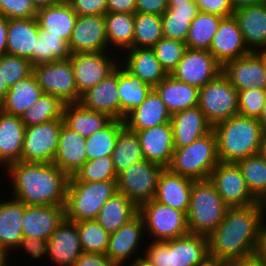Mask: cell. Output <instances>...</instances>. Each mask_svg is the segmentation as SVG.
<instances>
[{
	"instance_id": "6da1fadb",
	"label": "cell",
	"mask_w": 266,
	"mask_h": 266,
	"mask_svg": "<svg viewBox=\"0 0 266 266\" xmlns=\"http://www.w3.org/2000/svg\"><path fill=\"white\" fill-rule=\"evenodd\" d=\"M264 219L263 202L228 207L223 221L208 236L210 261L229 262L256 254Z\"/></svg>"
},
{
	"instance_id": "7a4b0ae2",
	"label": "cell",
	"mask_w": 266,
	"mask_h": 266,
	"mask_svg": "<svg viewBox=\"0 0 266 266\" xmlns=\"http://www.w3.org/2000/svg\"><path fill=\"white\" fill-rule=\"evenodd\" d=\"M12 196L25 205L65 206L69 176L52 163L19 161L6 168Z\"/></svg>"
},
{
	"instance_id": "3957f363",
	"label": "cell",
	"mask_w": 266,
	"mask_h": 266,
	"mask_svg": "<svg viewBox=\"0 0 266 266\" xmlns=\"http://www.w3.org/2000/svg\"><path fill=\"white\" fill-rule=\"evenodd\" d=\"M218 157L233 162L259 154L263 129L258 119L234 115L216 124Z\"/></svg>"
},
{
	"instance_id": "277c9868",
	"label": "cell",
	"mask_w": 266,
	"mask_h": 266,
	"mask_svg": "<svg viewBox=\"0 0 266 266\" xmlns=\"http://www.w3.org/2000/svg\"><path fill=\"white\" fill-rule=\"evenodd\" d=\"M143 255L154 266H204L210 262L208 237L188 233L167 241H152Z\"/></svg>"
},
{
	"instance_id": "5b68a950",
	"label": "cell",
	"mask_w": 266,
	"mask_h": 266,
	"mask_svg": "<svg viewBox=\"0 0 266 266\" xmlns=\"http://www.w3.org/2000/svg\"><path fill=\"white\" fill-rule=\"evenodd\" d=\"M227 209L209 179L194 181L187 212L189 232L208 237L223 221Z\"/></svg>"
},
{
	"instance_id": "8992f818",
	"label": "cell",
	"mask_w": 266,
	"mask_h": 266,
	"mask_svg": "<svg viewBox=\"0 0 266 266\" xmlns=\"http://www.w3.org/2000/svg\"><path fill=\"white\" fill-rule=\"evenodd\" d=\"M219 162L217 136L212 130L188 146L175 148L168 169L194 181L206 180Z\"/></svg>"
},
{
	"instance_id": "52a82bcc",
	"label": "cell",
	"mask_w": 266,
	"mask_h": 266,
	"mask_svg": "<svg viewBox=\"0 0 266 266\" xmlns=\"http://www.w3.org/2000/svg\"><path fill=\"white\" fill-rule=\"evenodd\" d=\"M117 192V181H68L65 219L72 222L96 220L100 209Z\"/></svg>"
},
{
	"instance_id": "ba28073f",
	"label": "cell",
	"mask_w": 266,
	"mask_h": 266,
	"mask_svg": "<svg viewBox=\"0 0 266 266\" xmlns=\"http://www.w3.org/2000/svg\"><path fill=\"white\" fill-rule=\"evenodd\" d=\"M198 107L214 127L238 114V90L220 73L199 89Z\"/></svg>"
},
{
	"instance_id": "9c48e42d",
	"label": "cell",
	"mask_w": 266,
	"mask_h": 266,
	"mask_svg": "<svg viewBox=\"0 0 266 266\" xmlns=\"http://www.w3.org/2000/svg\"><path fill=\"white\" fill-rule=\"evenodd\" d=\"M139 214L144 221L145 232L152 241H167L187 235V214L154 199L139 207Z\"/></svg>"
},
{
	"instance_id": "30bf717a",
	"label": "cell",
	"mask_w": 266,
	"mask_h": 266,
	"mask_svg": "<svg viewBox=\"0 0 266 266\" xmlns=\"http://www.w3.org/2000/svg\"><path fill=\"white\" fill-rule=\"evenodd\" d=\"M164 167L147 160L133 163L117 175V190L138 208L155 197Z\"/></svg>"
},
{
	"instance_id": "8fae6325",
	"label": "cell",
	"mask_w": 266,
	"mask_h": 266,
	"mask_svg": "<svg viewBox=\"0 0 266 266\" xmlns=\"http://www.w3.org/2000/svg\"><path fill=\"white\" fill-rule=\"evenodd\" d=\"M33 74L44 93L55 95L65 104L79 103L81 95L69 59L34 65Z\"/></svg>"
},
{
	"instance_id": "7c38bea8",
	"label": "cell",
	"mask_w": 266,
	"mask_h": 266,
	"mask_svg": "<svg viewBox=\"0 0 266 266\" xmlns=\"http://www.w3.org/2000/svg\"><path fill=\"white\" fill-rule=\"evenodd\" d=\"M63 119L26 127L21 161L52 163L58 149L59 133Z\"/></svg>"
},
{
	"instance_id": "4fadbf2b",
	"label": "cell",
	"mask_w": 266,
	"mask_h": 266,
	"mask_svg": "<svg viewBox=\"0 0 266 266\" xmlns=\"http://www.w3.org/2000/svg\"><path fill=\"white\" fill-rule=\"evenodd\" d=\"M110 51L94 53H74L69 60L78 93L82 95L88 89L95 87L100 81L107 78L118 67V57L113 58ZM107 53V54H106ZM111 56V58L109 57Z\"/></svg>"
},
{
	"instance_id": "5bb4252c",
	"label": "cell",
	"mask_w": 266,
	"mask_h": 266,
	"mask_svg": "<svg viewBox=\"0 0 266 266\" xmlns=\"http://www.w3.org/2000/svg\"><path fill=\"white\" fill-rule=\"evenodd\" d=\"M209 180L228 207H243L259 203L249 191L236 163L220 161L213 168Z\"/></svg>"
},
{
	"instance_id": "9a60e30c",
	"label": "cell",
	"mask_w": 266,
	"mask_h": 266,
	"mask_svg": "<svg viewBox=\"0 0 266 266\" xmlns=\"http://www.w3.org/2000/svg\"><path fill=\"white\" fill-rule=\"evenodd\" d=\"M222 73V65L208 50L187 48L171 76L183 83L202 88Z\"/></svg>"
},
{
	"instance_id": "2e32d148",
	"label": "cell",
	"mask_w": 266,
	"mask_h": 266,
	"mask_svg": "<svg viewBox=\"0 0 266 266\" xmlns=\"http://www.w3.org/2000/svg\"><path fill=\"white\" fill-rule=\"evenodd\" d=\"M222 73L238 91L266 89L263 50L226 62Z\"/></svg>"
},
{
	"instance_id": "e0dca14e",
	"label": "cell",
	"mask_w": 266,
	"mask_h": 266,
	"mask_svg": "<svg viewBox=\"0 0 266 266\" xmlns=\"http://www.w3.org/2000/svg\"><path fill=\"white\" fill-rule=\"evenodd\" d=\"M68 44L71 54L110 50L104 15L78 16Z\"/></svg>"
},
{
	"instance_id": "ac0fdd59",
	"label": "cell",
	"mask_w": 266,
	"mask_h": 266,
	"mask_svg": "<svg viewBox=\"0 0 266 266\" xmlns=\"http://www.w3.org/2000/svg\"><path fill=\"white\" fill-rule=\"evenodd\" d=\"M144 221L138 213L133 219L124 224L116 232L110 233L109 244L105 255L116 265L125 266L136 257L143 235H145ZM143 239V240H142ZM136 252V253H135ZM130 260V261H129Z\"/></svg>"
},
{
	"instance_id": "d6986e66",
	"label": "cell",
	"mask_w": 266,
	"mask_h": 266,
	"mask_svg": "<svg viewBox=\"0 0 266 266\" xmlns=\"http://www.w3.org/2000/svg\"><path fill=\"white\" fill-rule=\"evenodd\" d=\"M208 51L222 66L251 53L233 15L221 19Z\"/></svg>"
},
{
	"instance_id": "ffe728a7",
	"label": "cell",
	"mask_w": 266,
	"mask_h": 266,
	"mask_svg": "<svg viewBox=\"0 0 266 266\" xmlns=\"http://www.w3.org/2000/svg\"><path fill=\"white\" fill-rule=\"evenodd\" d=\"M145 160L168 168L175 150L171 122L136 131Z\"/></svg>"
},
{
	"instance_id": "44dd1931",
	"label": "cell",
	"mask_w": 266,
	"mask_h": 266,
	"mask_svg": "<svg viewBox=\"0 0 266 266\" xmlns=\"http://www.w3.org/2000/svg\"><path fill=\"white\" fill-rule=\"evenodd\" d=\"M65 220V206L26 205L23 219V238H40L48 241Z\"/></svg>"
},
{
	"instance_id": "7402d4cb",
	"label": "cell",
	"mask_w": 266,
	"mask_h": 266,
	"mask_svg": "<svg viewBox=\"0 0 266 266\" xmlns=\"http://www.w3.org/2000/svg\"><path fill=\"white\" fill-rule=\"evenodd\" d=\"M83 252L76 222L67 219L47 241L48 258L58 266H74Z\"/></svg>"
},
{
	"instance_id": "603a6c76",
	"label": "cell",
	"mask_w": 266,
	"mask_h": 266,
	"mask_svg": "<svg viewBox=\"0 0 266 266\" xmlns=\"http://www.w3.org/2000/svg\"><path fill=\"white\" fill-rule=\"evenodd\" d=\"M118 67L107 78L81 95L79 103L86 109L107 114L120 120L118 96Z\"/></svg>"
},
{
	"instance_id": "cb8c5ba5",
	"label": "cell",
	"mask_w": 266,
	"mask_h": 266,
	"mask_svg": "<svg viewBox=\"0 0 266 266\" xmlns=\"http://www.w3.org/2000/svg\"><path fill=\"white\" fill-rule=\"evenodd\" d=\"M26 205L16 198L0 201V251L8 258L23 239V219Z\"/></svg>"
},
{
	"instance_id": "d4e9b609",
	"label": "cell",
	"mask_w": 266,
	"mask_h": 266,
	"mask_svg": "<svg viewBox=\"0 0 266 266\" xmlns=\"http://www.w3.org/2000/svg\"><path fill=\"white\" fill-rule=\"evenodd\" d=\"M233 17L251 52L266 50V3L236 9Z\"/></svg>"
},
{
	"instance_id": "484cf974",
	"label": "cell",
	"mask_w": 266,
	"mask_h": 266,
	"mask_svg": "<svg viewBox=\"0 0 266 266\" xmlns=\"http://www.w3.org/2000/svg\"><path fill=\"white\" fill-rule=\"evenodd\" d=\"M170 122L175 148L188 146L213 130L198 106L173 113Z\"/></svg>"
},
{
	"instance_id": "4316f807",
	"label": "cell",
	"mask_w": 266,
	"mask_h": 266,
	"mask_svg": "<svg viewBox=\"0 0 266 266\" xmlns=\"http://www.w3.org/2000/svg\"><path fill=\"white\" fill-rule=\"evenodd\" d=\"M193 182L165 168L160 174L154 200L187 214Z\"/></svg>"
},
{
	"instance_id": "83f0119b",
	"label": "cell",
	"mask_w": 266,
	"mask_h": 266,
	"mask_svg": "<svg viewBox=\"0 0 266 266\" xmlns=\"http://www.w3.org/2000/svg\"><path fill=\"white\" fill-rule=\"evenodd\" d=\"M85 143V137L63 124L59 133L58 149L53 163L69 177L73 176L87 161Z\"/></svg>"
},
{
	"instance_id": "f1b7e54d",
	"label": "cell",
	"mask_w": 266,
	"mask_h": 266,
	"mask_svg": "<svg viewBox=\"0 0 266 266\" xmlns=\"http://www.w3.org/2000/svg\"><path fill=\"white\" fill-rule=\"evenodd\" d=\"M171 116L162 99L152 89L146 99L138 107L131 110L123 121L127 129L136 132L168 123Z\"/></svg>"
},
{
	"instance_id": "f546056e",
	"label": "cell",
	"mask_w": 266,
	"mask_h": 266,
	"mask_svg": "<svg viewBox=\"0 0 266 266\" xmlns=\"http://www.w3.org/2000/svg\"><path fill=\"white\" fill-rule=\"evenodd\" d=\"M38 33L36 17L8 19L6 54L26 58L33 65V50H36Z\"/></svg>"
},
{
	"instance_id": "4dcf8cb0",
	"label": "cell",
	"mask_w": 266,
	"mask_h": 266,
	"mask_svg": "<svg viewBox=\"0 0 266 266\" xmlns=\"http://www.w3.org/2000/svg\"><path fill=\"white\" fill-rule=\"evenodd\" d=\"M25 129L19 116L0 110V167L21 161Z\"/></svg>"
},
{
	"instance_id": "1f68e13d",
	"label": "cell",
	"mask_w": 266,
	"mask_h": 266,
	"mask_svg": "<svg viewBox=\"0 0 266 266\" xmlns=\"http://www.w3.org/2000/svg\"><path fill=\"white\" fill-rule=\"evenodd\" d=\"M128 51V52H127ZM121 64L141 81L156 86L168 74L162 68L160 62L152 49L149 48H131L126 50L125 58ZM124 62V63H123Z\"/></svg>"
},
{
	"instance_id": "d6a6232c",
	"label": "cell",
	"mask_w": 266,
	"mask_h": 266,
	"mask_svg": "<svg viewBox=\"0 0 266 266\" xmlns=\"http://www.w3.org/2000/svg\"><path fill=\"white\" fill-rule=\"evenodd\" d=\"M153 89L166 105L171 115L198 106L199 89L167 75Z\"/></svg>"
},
{
	"instance_id": "836d02e7",
	"label": "cell",
	"mask_w": 266,
	"mask_h": 266,
	"mask_svg": "<svg viewBox=\"0 0 266 266\" xmlns=\"http://www.w3.org/2000/svg\"><path fill=\"white\" fill-rule=\"evenodd\" d=\"M77 14L68 2L45 7L37 11L36 19L41 29L69 43Z\"/></svg>"
},
{
	"instance_id": "e575fe53",
	"label": "cell",
	"mask_w": 266,
	"mask_h": 266,
	"mask_svg": "<svg viewBox=\"0 0 266 266\" xmlns=\"http://www.w3.org/2000/svg\"><path fill=\"white\" fill-rule=\"evenodd\" d=\"M139 213V208L123 193L117 192L100 209L96 221L108 233L119 230Z\"/></svg>"
},
{
	"instance_id": "d590c367",
	"label": "cell",
	"mask_w": 266,
	"mask_h": 266,
	"mask_svg": "<svg viewBox=\"0 0 266 266\" xmlns=\"http://www.w3.org/2000/svg\"><path fill=\"white\" fill-rule=\"evenodd\" d=\"M43 93L36 77L32 73L8 89L5 99L0 105V110L10 115L21 117Z\"/></svg>"
},
{
	"instance_id": "8d00e7d4",
	"label": "cell",
	"mask_w": 266,
	"mask_h": 266,
	"mask_svg": "<svg viewBox=\"0 0 266 266\" xmlns=\"http://www.w3.org/2000/svg\"><path fill=\"white\" fill-rule=\"evenodd\" d=\"M62 119L65 126L85 138L102 129L112 120L107 114L88 110L80 103L65 104Z\"/></svg>"
},
{
	"instance_id": "74e56055",
	"label": "cell",
	"mask_w": 266,
	"mask_h": 266,
	"mask_svg": "<svg viewBox=\"0 0 266 266\" xmlns=\"http://www.w3.org/2000/svg\"><path fill=\"white\" fill-rule=\"evenodd\" d=\"M153 89L130 73L122 64H118V96L120 98V120L134 108L138 107Z\"/></svg>"
},
{
	"instance_id": "f35d334b",
	"label": "cell",
	"mask_w": 266,
	"mask_h": 266,
	"mask_svg": "<svg viewBox=\"0 0 266 266\" xmlns=\"http://www.w3.org/2000/svg\"><path fill=\"white\" fill-rule=\"evenodd\" d=\"M199 13L196 2L177 4L161 15L163 37L186 43L190 23Z\"/></svg>"
},
{
	"instance_id": "ab89813d",
	"label": "cell",
	"mask_w": 266,
	"mask_h": 266,
	"mask_svg": "<svg viewBox=\"0 0 266 266\" xmlns=\"http://www.w3.org/2000/svg\"><path fill=\"white\" fill-rule=\"evenodd\" d=\"M108 48L120 51L133 48L134 14L107 12L104 15Z\"/></svg>"
},
{
	"instance_id": "60d3db41",
	"label": "cell",
	"mask_w": 266,
	"mask_h": 266,
	"mask_svg": "<svg viewBox=\"0 0 266 266\" xmlns=\"http://www.w3.org/2000/svg\"><path fill=\"white\" fill-rule=\"evenodd\" d=\"M125 127L124 121L112 119L105 127L86 138L87 160L111 156L119 132Z\"/></svg>"
},
{
	"instance_id": "b9f144b4",
	"label": "cell",
	"mask_w": 266,
	"mask_h": 266,
	"mask_svg": "<svg viewBox=\"0 0 266 266\" xmlns=\"http://www.w3.org/2000/svg\"><path fill=\"white\" fill-rule=\"evenodd\" d=\"M111 157L117 175L133 163L144 160L140 141L135 132L126 127L119 132Z\"/></svg>"
},
{
	"instance_id": "7bdbcfd3",
	"label": "cell",
	"mask_w": 266,
	"mask_h": 266,
	"mask_svg": "<svg viewBox=\"0 0 266 266\" xmlns=\"http://www.w3.org/2000/svg\"><path fill=\"white\" fill-rule=\"evenodd\" d=\"M222 18L214 14L199 11L190 23L186 39L187 48L209 50Z\"/></svg>"
},
{
	"instance_id": "ee69618b",
	"label": "cell",
	"mask_w": 266,
	"mask_h": 266,
	"mask_svg": "<svg viewBox=\"0 0 266 266\" xmlns=\"http://www.w3.org/2000/svg\"><path fill=\"white\" fill-rule=\"evenodd\" d=\"M38 35L36 50H33V66L70 58L71 52L66 41L40 27Z\"/></svg>"
},
{
	"instance_id": "f6af8a7d",
	"label": "cell",
	"mask_w": 266,
	"mask_h": 266,
	"mask_svg": "<svg viewBox=\"0 0 266 266\" xmlns=\"http://www.w3.org/2000/svg\"><path fill=\"white\" fill-rule=\"evenodd\" d=\"M251 194L259 201L266 199V158L260 154L236 162Z\"/></svg>"
},
{
	"instance_id": "bcb514c9",
	"label": "cell",
	"mask_w": 266,
	"mask_h": 266,
	"mask_svg": "<svg viewBox=\"0 0 266 266\" xmlns=\"http://www.w3.org/2000/svg\"><path fill=\"white\" fill-rule=\"evenodd\" d=\"M64 105L55 95L43 93L20 118L26 127L62 119Z\"/></svg>"
},
{
	"instance_id": "7dc6e473",
	"label": "cell",
	"mask_w": 266,
	"mask_h": 266,
	"mask_svg": "<svg viewBox=\"0 0 266 266\" xmlns=\"http://www.w3.org/2000/svg\"><path fill=\"white\" fill-rule=\"evenodd\" d=\"M162 37L161 16L134 13L133 48L151 49Z\"/></svg>"
},
{
	"instance_id": "c3c4849f",
	"label": "cell",
	"mask_w": 266,
	"mask_h": 266,
	"mask_svg": "<svg viewBox=\"0 0 266 266\" xmlns=\"http://www.w3.org/2000/svg\"><path fill=\"white\" fill-rule=\"evenodd\" d=\"M69 181H117V174L112 157L105 156L93 160H87L73 176L69 177Z\"/></svg>"
},
{
	"instance_id": "681fc988",
	"label": "cell",
	"mask_w": 266,
	"mask_h": 266,
	"mask_svg": "<svg viewBox=\"0 0 266 266\" xmlns=\"http://www.w3.org/2000/svg\"><path fill=\"white\" fill-rule=\"evenodd\" d=\"M76 226L83 251L105 255L110 233L105 231L96 220L78 221Z\"/></svg>"
},
{
	"instance_id": "f907efd6",
	"label": "cell",
	"mask_w": 266,
	"mask_h": 266,
	"mask_svg": "<svg viewBox=\"0 0 266 266\" xmlns=\"http://www.w3.org/2000/svg\"><path fill=\"white\" fill-rule=\"evenodd\" d=\"M151 49L154 51L162 68L170 75L182 60L187 45L178 40L162 37Z\"/></svg>"
},
{
	"instance_id": "816d5d0a",
	"label": "cell",
	"mask_w": 266,
	"mask_h": 266,
	"mask_svg": "<svg viewBox=\"0 0 266 266\" xmlns=\"http://www.w3.org/2000/svg\"><path fill=\"white\" fill-rule=\"evenodd\" d=\"M0 69L3 81L8 88L33 73V65L30 60L9 54L0 56Z\"/></svg>"
},
{
	"instance_id": "f5cc1de1",
	"label": "cell",
	"mask_w": 266,
	"mask_h": 266,
	"mask_svg": "<svg viewBox=\"0 0 266 266\" xmlns=\"http://www.w3.org/2000/svg\"><path fill=\"white\" fill-rule=\"evenodd\" d=\"M266 102V89H247L238 91V114L259 119Z\"/></svg>"
},
{
	"instance_id": "db71d44e",
	"label": "cell",
	"mask_w": 266,
	"mask_h": 266,
	"mask_svg": "<svg viewBox=\"0 0 266 266\" xmlns=\"http://www.w3.org/2000/svg\"><path fill=\"white\" fill-rule=\"evenodd\" d=\"M37 11L32 0H0V15L7 19L35 18Z\"/></svg>"
},
{
	"instance_id": "11a10c76",
	"label": "cell",
	"mask_w": 266,
	"mask_h": 266,
	"mask_svg": "<svg viewBox=\"0 0 266 266\" xmlns=\"http://www.w3.org/2000/svg\"><path fill=\"white\" fill-rule=\"evenodd\" d=\"M77 16L105 15L107 13V0H69Z\"/></svg>"
},
{
	"instance_id": "9f6ffc18",
	"label": "cell",
	"mask_w": 266,
	"mask_h": 266,
	"mask_svg": "<svg viewBox=\"0 0 266 266\" xmlns=\"http://www.w3.org/2000/svg\"><path fill=\"white\" fill-rule=\"evenodd\" d=\"M195 2L199 11L220 17L232 16L234 12L229 0H195Z\"/></svg>"
},
{
	"instance_id": "6f0895ef",
	"label": "cell",
	"mask_w": 266,
	"mask_h": 266,
	"mask_svg": "<svg viewBox=\"0 0 266 266\" xmlns=\"http://www.w3.org/2000/svg\"><path fill=\"white\" fill-rule=\"evenodd\" d=\"M22 248L30 257L36 259L43 258L47 255V241L40 238H23L17 249Z\"/></svg>"
},
{
	"instance_id": "680465c9",
	"label": "cell",
	"mask_w": 266,
	"mask_h": 266,
	"mask_svg": "<svg viewBox=\"0 0 266 266\" xmlns=\"http://www.w3.org/2000/svg\"><path fill=\"white\" fill-rule=\"evenodd\" d=\"M167 9V0H136L137 13L161 16Z\"/></svg>"
},
{
	"instance_id": "91938a15",
	"label": "cell",
	"mask_w": 266,
	"mask_h": 266,
	"mask_svg": "<svg viewBox=\"0 0 266 266\" xmlns=\"http://www.w3.org/2000/svg\"><path fill=\"white\" fill-rule=\"evenodd\" d=\"M74 266H116L106 255L83 252Z\"/></svg>"
},
{
	"instance_id": "94428289",
	"label": "cell",
	"mask_w": 266,
	"mask_h": 266,
	"mask_svg": "<svg viewBox=\"0 0 266 266\" xmlns=\"http://www.w3.org/2000/svg\"><path fill=\"white\" fill-rule=\"evenodd\" d=\"M107 12L134 14L136 0H107Z\"/></svg>"
},
{
	"instance_id": "6125c7cd",
	"label": "cell",
	"mask_w": 266,
	"mask_h": 266,
	"mask_svg": "<svg viewBox=\"0 0 266 266\" xmlns=\"http://www.w3.org/2000/svg\"><path fill=\"white\" fill-rule=\"evenodd\" d=\"M228 263L230 266H266L256 254L244 258L230 260Z\"/></svg>"
},
{
	"instance_id": "be15d7a7",
	"label": "cell",
	"mask_w": 266,
	"mask_h": 266,
	"mask_svg": "<svg viewBox=\"0 0 266 266\" xmlns=\"http://www.w3.org/2000/svg\"><path fill=\"white\" fill-rule=\"evenodd\" d=\"M8 19L0 15V56L6 54L7 50Z\"/></svg>"
},
{
	"instance_id": "e7e4bbea",
	"label": "cell",
	"mask_w": 266,
	"mask_h": 266,
	"mask_svg": "<svg viewBox=\"0 0 266 266\" xmlns=\"http://www.w3.org/2000/svg\"><path fill=\"white\" fill-rule=\"evenodd\" d=\"M256 255L266 265V224L265 222L261 226Z\"/></svg>"
},
{
	"instance_id": "03108f58",
	"label": "cell",
	"mask_w": 266,
	"mask_h": 266,
	"mask_svg": "<svg viewBox=\"0 0 266 266\" xmlns=\"http://www.w3.org/2000/svg\"><path fill=\"white\" fill-rule=\"evenodd\" d=\"M230 4L236 9H240L246 6L260 5L266 3V0H229Z\"/></svg>"
},
{
	"instance_id": "003e7915",
	"label": "cell",
	"mask_w": 266,
	"mask_h": 266,
	"mask_svg": "<svg viewBox=\"0 0 266 266\" xmlns=\"http://www.w3.org/2000/svg\"><path fill=\"white\" fill-rule=\"evenodd\" d=\"M132 263H130V265H127V266H154L150 261L149 259L144 256V255H140L136 258H133L132 259Z\"/></svg>"
},
{
	"instance_id": "a7ac6f4b",
	"label": "cell",
	"mask_w": 266,
	"mask_h": 266,
	"mask_svg": "<svg viewBox=\"0 0 266 266\" xmlns=\"http://www.w3.org/2000/svg\"><path fill=\"white\" fill-rule=\"evenodd\" d=\"M32 2L37 10L59 3L58 0H32Z\"/></svg>"
},
{
	"instance_id": "89a4df30",
	"label": "cell",
	"mask_w": 266,
	"mask_h": 266,
	"mask_svg": "<svg viewBox=\"0 0 266 266\" xmlns=\"http://www.w3.org/2000/svg\"><path fill=\"white\" fill-rule=\"evenodd\" d=\"M8 89L9 88L7 87L5 81H3V77L1 76V69H0V105L3 103Z\"/></svg>"
},
{
	"instance_id": "2644e50d",
	"label": "cell",
	"mask_w": 266,
	"mask_h": 266,
	"mask_svg": "<svg viewBox=\"0 0 266 266\" xmlns=\"http://www.w3.org/2000/svg\"><path fill=\"white\" fill-rule=\"evenodd\" d=\"M259 154L262 157L266 158V130L263 131V133H262L261 146H260Z\"/></svg>"
},
{
	"instance_id": "8c879c8a",
	"label": "cell",
	"mask_w": 266,
	"mask_h": 266,
	"mask_svg": "<svg viewBox=\"0 0 266 266\" xmlns=\"http://www.w3.org/2000/svg\"><path fill=\"white\" fill-rule=\"evenodd\" d=\"M258 121L260 122L263 131H265L266 130V102L263 106V109H262V112H261V115H260Z\"/></svg>"
},
{
	"instance_id": "753ad0ef",
	"label": "cell",
	"mask_w": 266,
	"mask_h": 266,
	"mask_svg": "<svg viewBox=\"0 0 266 266\" xmlns=\"http://www.w3.org/2000/svg\"><path fill=\"white\" fill-rule=\"evenodd\" d=\"M186 2H195V0H167V5L172 7L177 4H185Z\"/></svg>"
},
{
	"instance_id": "34e18365",
	"label": "cell",
	"mask_w": 266,
	"mask_h": 266,
	"mask_svg": "<svg viewBox=\"0 0 266 266\" xmlns=\"http://www.w3.org/2000/svg\"><path fill=\"white\" fill-rule=\"evenodd\" d=\"M206 266H230L228 262H214L210 261Z\"/></svg>"
},
{
	"instance_id": "11e5206c",
	"label": "cell",
	"mask_w": 266,
	"mask_h": 266,
	"mask_svg": "<svg viewBox=\"0 0 266 266\" xmlns=\"http://www.w3.org/2000/svg\"><path fill=\"white\" fill-rule=\"evenodd\" d=\"M263 62H264V70L266 76V50H263Z\"/></svg>"
},
{
	"instance_id": "2a66077c",
	"label": "cell",
	"mask_w": 266,
	"mask_h": 266,
	"mask_svg": "<svg viewBox=\"0 0 266 266\" xmlns=\"http://www.w3.org/2000/svg\"><path fill=\"white\" fill-rule=\"evenodd\" d=\"M9 259H8V257H6L1 263H0V266H9L8 264V261Z\"/></svg>"
},
{
	"instance_id": "b9fcfbb0",
	"label": "cell",
	"mask_w": 266,
	"mask_h": 266,
	"mask_svg": "<svg viewBox=\"0 0 266 266\" xmlns=\"http://www.w3.org/2000/svg\"><path fill=\"white\" fill-rule=\"evenodd\" d=\"M6 258V256L0 252V263Z\"/></svg>"
},
{
	"instance_id": "09005b40",
	"label": "cell",
	"mask_w": 266,
	"mask_h": 266,
	"mask_svg": "<svg viewBox=\"0 0 266 266\" xmlns=\"http://www.w3.org/2000/svg\"><path fill=\"white\" fill-rule=\"evenodd\" d=\"M263 205H264V212H265V216H266V199L263 201Z\"/></svg>"
},
{
	"instance_id": "979ff035",
	"label": "cell",
	"mask_w": 266,
	"mask_h": 266,
	"mask_svg": "<svg viewBox=\"0 0 266 266\" xmlns=\"http://www.w3.org/2000/svg\"><path fill=\"white\" fill-rule=\"evenodd\" d=\"M59 2H68L69 0H58Z\"/></svg>"
}]
</instances>
